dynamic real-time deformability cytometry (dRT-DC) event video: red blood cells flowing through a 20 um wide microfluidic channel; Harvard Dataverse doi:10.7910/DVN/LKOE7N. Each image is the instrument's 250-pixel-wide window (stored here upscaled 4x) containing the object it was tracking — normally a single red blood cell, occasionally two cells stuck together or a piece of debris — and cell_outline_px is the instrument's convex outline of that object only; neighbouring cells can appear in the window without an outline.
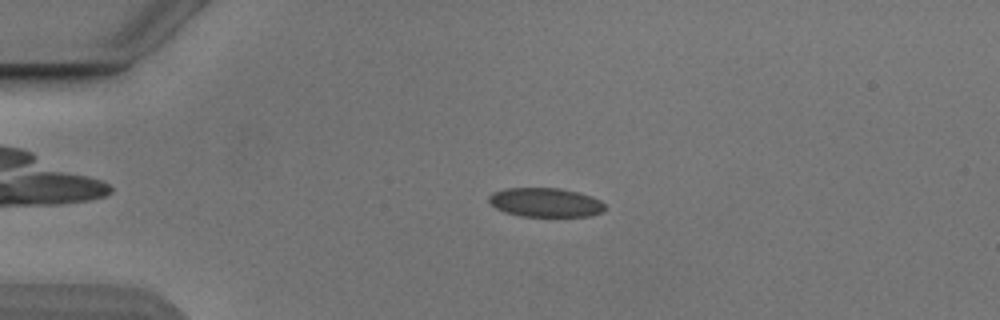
{"species": "Egyptian fruit bat (a non-hibernating species)", "species_latin": "Rousettus aegyptiacus", "temperature_condition": "cold", "stored_images_in_passage": 45, "camera_frame_rate_fps": 3000, "um_per_image_px": 0.085, "animal": {"sex": "male"}, "frame": {"image": 1, "passage_image": 12, "time_ms": 3.667, "image_size_px": [1000, 320], "cell_outline_px": [[604, 212], [592, 216], [520, 216], [504, 212], [496, 208], [488, 200], [488, 196], [492, 192], [504, 188], [560, 188], [592, 196], [600, 200], [604, 204]], "centroid_in_image_um": [46.35, 17.21], "position_along_channel_um": 38.6, "area_um2": 19.77}}
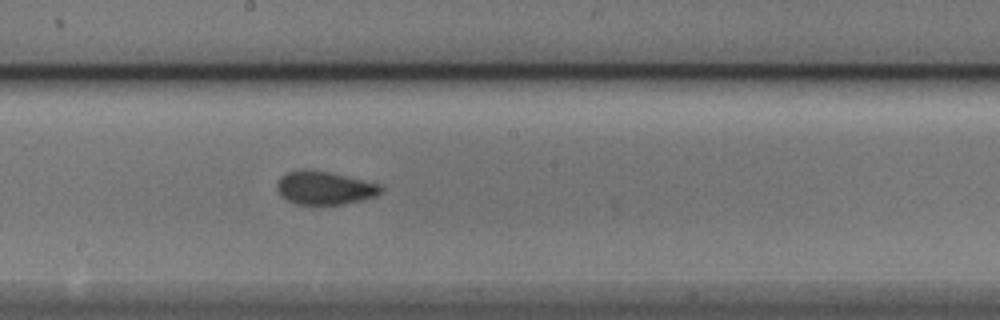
{"frame": {"image": 2, "passage_image": 29, "time_ms": 9.333, "image_size_px": [1000, 320], "cell_outline_px": [[384, 188], [376, 196], [344, 204], [296, 204], [280, 196], [276, 188], [276, 184], [280, 176], [288, 172], [300, 168], [328, 172], [380, 184]], "centroid_in_image_um": [27.54, 15.96], "position_along_channel_um": 220.7, "area_um2": 20.11}}
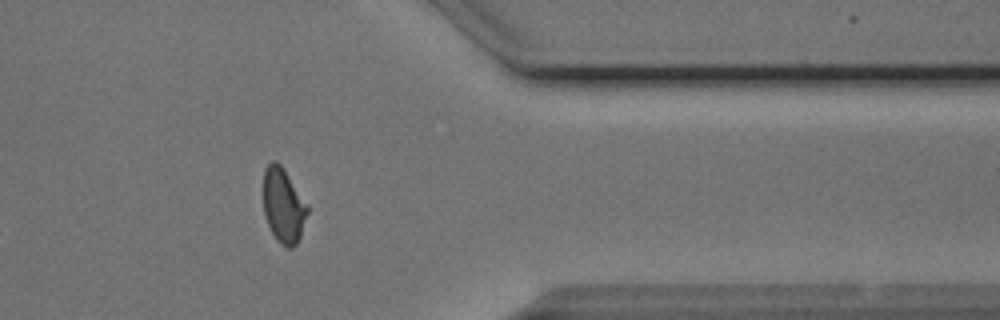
{"frame": {"image": 3, "passage_image": 43, "time_ms": 14.0, "image_size_px": [1000, 320], "cell_outline_px": [[308, 212], [300, 236], [296, 244], [292, 248], [288, 248], [280, 244], [276, 240], [264, 216], [264, 168], [272, 160], [276, 160], [284, 168], [308, 204]], "centroid_in_image_um": [24.09, 17.45], "position_along_channel_um": 387.3, "area_um2": 19.31}, "authors_computed_cell_mechanics": {"area_um2": 19.652, "velocity_mm_per_s": 3.8718, "shape_relaxation_time_tau1_ms": 5.4661, "shape_relaxation_time_tau2_ms": 0.8556, "deformation_change_tau1": 0.1228, "deformation_change_tau2": 0.0594}}